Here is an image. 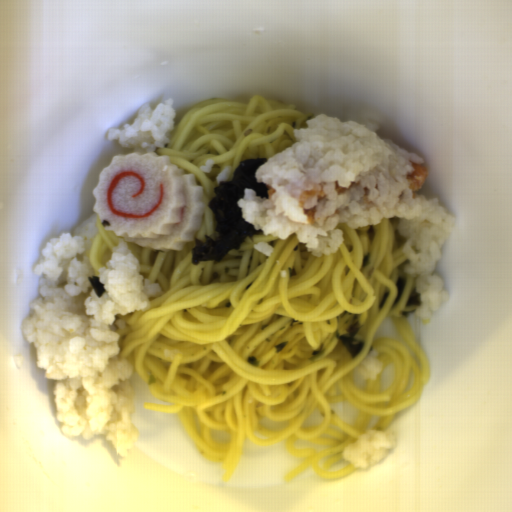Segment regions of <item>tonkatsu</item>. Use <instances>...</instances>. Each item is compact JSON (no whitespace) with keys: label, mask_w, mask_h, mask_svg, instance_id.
Wrapping results in <instances>:
<instances>
[{"label":"tonkatsu","mask_w":512,"mask_h":512,"mask_svg":"<svg viewBox=\"0 0 512 512\" xmlns=\"http://www.w3.org/2000/svg\"><path fill=\"white\" fill-rule=\"evenodd\" d=\"M335 191L339 195V194H342L343 192L347 191V188L339 186V182L337 180V181H335Z\"/></svg>","instance_id":"3"},{"label":"tonkatsu","mask_w":512,"mask_h":512,"mask_svg":"<svg viewBox=\"0 0 512 512\" xmlns=\"http://www.w3.org/2000/svg\"><path fill=\"white\" fill-rule=\"evenodd\" d=\"M369 191H370L369 188H367V187L364 188V195L362 197L364 204H369V202H370L368 199Z\"/></svg>","instance_id":"4"},{"label":"tonkatsu","mask_w":512,"mask_h":512,"mask_svg":"<svg viewBox=\"0 0 512 512\" xmlns=\"http://www.w3.org/2000/svg\"><path fill=\"white\" fill-rule=\"evenodd\" d=\"M266 186H267V194H268V198H271L272 195L274 194L275 192V189L272 188L270 185H268L267 183H265Z\"/></svg>","instance_id":"5"},{"label":"tonkatsu","mask_w":512,"mask_h":512,"mask_svg":"<svg viewBox=\"0 0 512 512\" xmlns=\"http://www.w3.org/2000/svg\"><path fill=\"white\" fill-rule=\"evenodd\" d=\"M325 194L323 191H319V190H303L301 195H300V198H299V203H300V206L301 208L303 209V214L307 215V220L310 224H315L316 222V217L314 216L315 212H316V208H311V209H305L304 207V204L305 202L310 199L311 197H318V198H324Z\"/></svg>","instance_id":"2"},{"label":"tonkatsu","mask_w":512,"mask_h":512,"mask_svg":"<svg viewBox=\"0 0 512 512\" xmlns=\"http://www.w3.org/2000/svg\"><path fill=\"white\" fill-rule=\"evenodd\" d=\"M411 164L413 171L407 175L406 179L410 190L413 192L423 187L425 180L429 176V171L427 165L424 163L416 164L411 162Z\"/></svg>","instance_id":"1"}]
</instances>
